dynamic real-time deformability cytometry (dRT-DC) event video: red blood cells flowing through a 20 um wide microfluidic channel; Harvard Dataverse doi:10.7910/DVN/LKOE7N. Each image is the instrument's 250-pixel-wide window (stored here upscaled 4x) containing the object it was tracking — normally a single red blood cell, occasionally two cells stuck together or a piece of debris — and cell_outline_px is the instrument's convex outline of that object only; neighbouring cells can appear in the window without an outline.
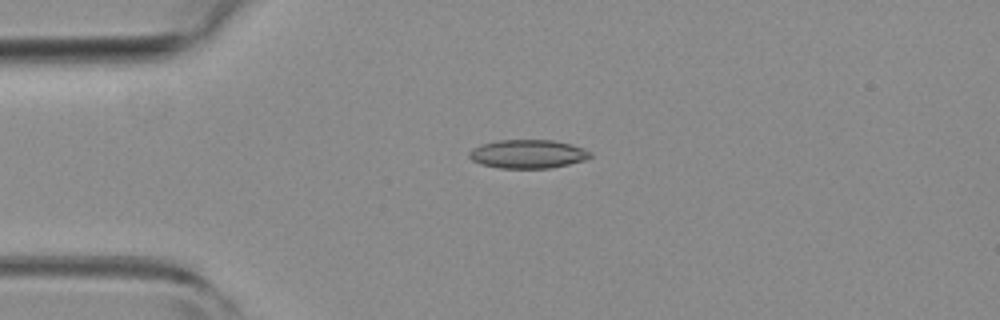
{"species": "common noctule bat (a hibernating species)", "species_latin": "Nyctalus noctula", "temperature_condition": "room temperature", "stored_images_in_passage": 6, "camera_frame_rate_fps": 3000, "um_per_image_px": 0.085, "animal": {"sex": "female", "body_mass_g": 19.3, "forearm_length_mm": 54.1}, "frame": {"image": 1, "passage_image": 2, "time_ms": 0.333, "image_size_px": [1000, 320], "cell_outline_px": [[592, 156], [584, 160], [568, 164], [548, 168], [500, 168], [480, 164], [472, 160], [468, 156], [468, 152], [472, 148], [484, 144], [500, 140], [552, 140], [568, 144], [592, 152]], "centroid_in_image_um": [44.83, 13.09], "position_along_channel_um": 40.2, "area_um2": 19.94}}
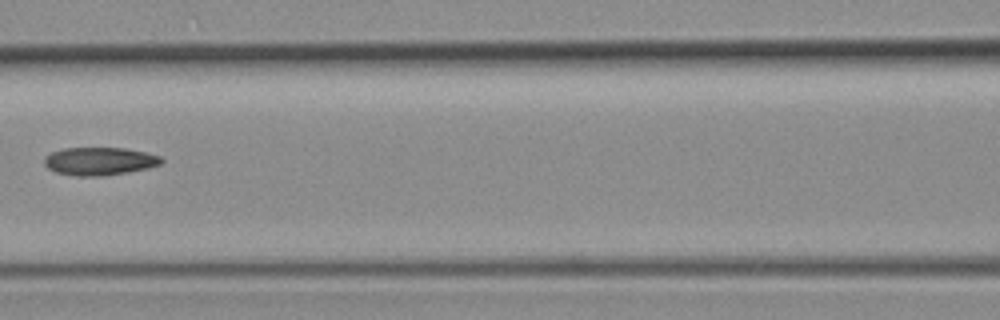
{"frame": {"image": 2, "passage_image": 5, "time_ms": 1.333, "image_size_px": [1000, 320], "cell_outline_px": [[164, 160], [160, 164], [148, 168], [128, 172], [104, 176], [76, 176], [56, 172], [48, 168], [44, 164], [44, 156], [52, 152], [64, 148], [124, 148], [144, 152], [160, 156]], "centroid_in_image_um": [8.44, 13.7], "position_along_channel_um": 158.2, "area_um2": 19.07}}
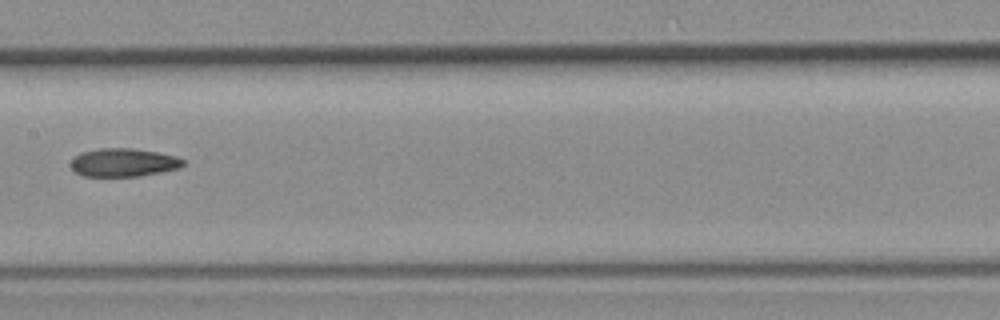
{"frame": {"image": 3, "passage_image": 6, "time_ms": 1.667, "image_size_px": [1000, 320], "cell_outline_px": [[184, 164], [180, 168], [140, 176], [84, 176], [76, 172], [72, 168], [72, 160], [80, 152], [100, 148], [132, 148], [156, 152], [176, 156], [184, 160]], "centroid_in_image_um": [10.51, 13.81], "position_along_channel_um": 196.9, "area_um2": 18.38}}